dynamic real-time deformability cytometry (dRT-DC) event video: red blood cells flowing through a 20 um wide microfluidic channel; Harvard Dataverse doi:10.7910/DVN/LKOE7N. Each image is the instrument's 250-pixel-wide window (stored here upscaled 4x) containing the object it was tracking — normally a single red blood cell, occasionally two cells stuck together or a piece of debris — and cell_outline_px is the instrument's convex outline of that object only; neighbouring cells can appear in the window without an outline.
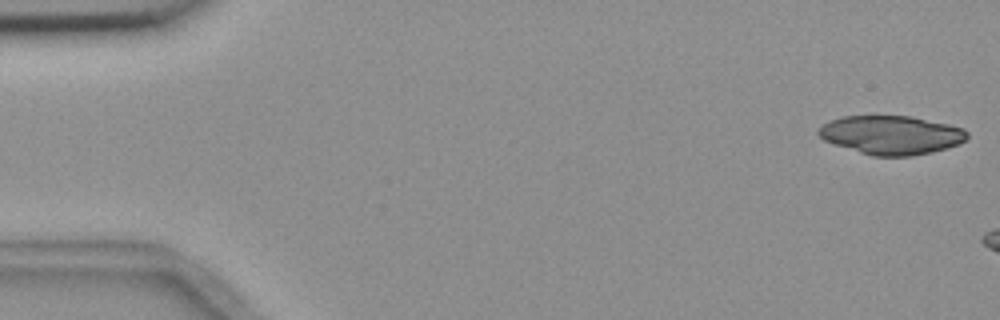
{"species": "common noctule bat (a hibernating species)", "species_latin": "Nyctalus noctula", "temperature_condition": "room temperature", "stored_images_in_passage": 3, "camera_frame_rate_fps": 3000, "um_per_image_px": 0.085, "animal": {"sex": "female", "body_mass_g": 18.4}, "frame": {"image": 1, "passage_image": 1, "time_ms": 0.0, "image_size_px": [1000, 320], "cell_outline_px": [[968, 136], [960, 144], [948, 148], [932, 152], [912, 156], [872, 156], [832, 144], [824, 140], [816, 132], [828, 120], [840, 116], [912, 116], [948, 124], [964, 128], [968, 132]], "centroid_in_image_um": [75.75, 11.47], "position_along_channel_um": 9.2, "area_um2": 33.81}}